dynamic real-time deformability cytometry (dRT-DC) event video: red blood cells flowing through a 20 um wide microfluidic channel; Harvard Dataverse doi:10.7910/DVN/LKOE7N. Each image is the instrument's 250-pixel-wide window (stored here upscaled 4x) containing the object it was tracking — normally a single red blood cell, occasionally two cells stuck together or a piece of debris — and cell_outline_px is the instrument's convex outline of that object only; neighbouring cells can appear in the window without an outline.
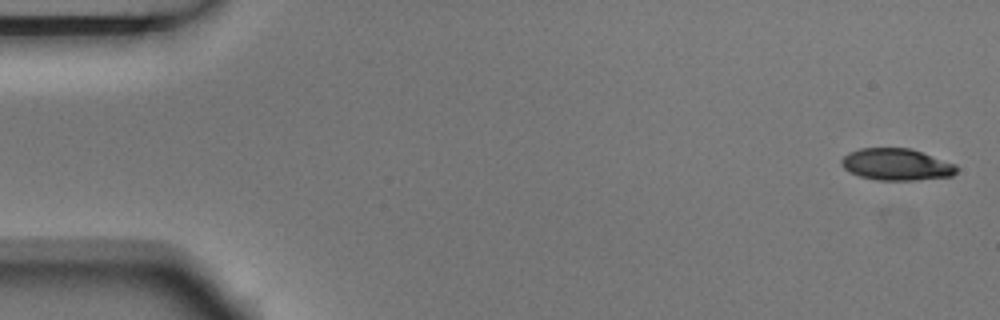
{"species": "Egyptian fruit bat (a non-hibernating species)", "species_latin": "Rousettus aegyptiacus", "temperature_condition": "room temperature", "stored_images_in_passage": 5, "segment_of_instrument_passage": [1, 2], "camera_frame_rate_fps": 3000, "um_per_image_px": 0.085, "animal": {"sex": "male"}, "frame": {"image": 1, "passage_image": 1, "time_ms": 0.0, "image_size_px": [1000, 320], "cell_outline_px": [[956, 172], [952, 176], [916, 180], [880, 180], [860, 176], [844, 168], [840, 164], [840, 160], [848, 152], [860, 148], [908, 148], [956, 164]], "centroid_in_image_um": [76.17, 13.98], "position_along_channel_um": 8.8, "area_um2": 21.1}}